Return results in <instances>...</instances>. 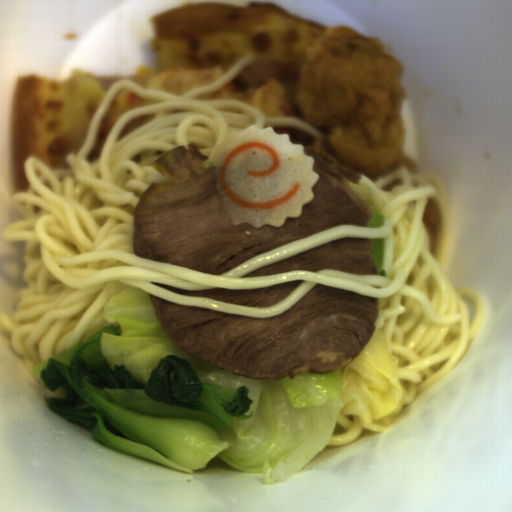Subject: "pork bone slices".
Masks as SVG:
<instances>
[{
	"label": "pork bone slices",
	"mask_w": 512,
	"mask_h": 512,
	"mask_svg": "<svg viewBox=\"0 0 512 512\" xmlns=\"http://www.w3.org/2000/svg\"><path fill=\"white\" fill-rule=\"evenodd\" d=\"M314 158L320 178L314 198L300 217L281 227L234 225L223 206L216 183V166L204 167L209 155L198 145H178L163 152L152 167L165 179L181 185L153 182L133 211L134 255L219 275L260 253L341 224L368 227L373 218L367 202L349 186L361 173L338 164L325 152L304 148Z\"/></svg>",
	"instance_id": "obj_1"
},
{
	"label": "pork bone slices",
	"mask_w": 512,
	"mask_h": 512,
	"mask_svg": "<svg viewBox=\"0 0 512 512\" xmlns=\"http://www.w3.org/2000/svg\"><path fill=\"white\" fill-rule=\"evenodd\" d=\"M148 295L165 335L181 351L248 379L275 382L343 369L369 344L380 316V298L320 283L272 318L224 314Z\"/></svg>",
	"instance_id": "obj_2"
},
{
	"label": "pork bone slices",
	"mask_w": 512,
	"mask_h": 512,
	"mask_svg": "<svg viewBox=\"0 0 512 512\" xmlns=\"http://www.w3.org/2000/svg\"><path fill=\"white\" fill-rule=\"evenodd\" d=\"M370 239L343 238L286 260L262 267L243 277L275 275L294 270H338L356 275H378Z\"/></svg>",
	"instance_id": "obj_3"
},
{
	"label": "pork bone slices",
	"mask_w": 512,
	"mask_h": 512,
	"mask_svg": "<svg viewBox=\"0 0 512 512\" xmlns=\"http://www.w3.org/2000/svg\"><path fill=\"white\" fill-rule=\"evenodd\" d=\"M303 281L304 280L292 281L270 286L265 289L254 290H229L222 288L207 290H183L168 286L163 283H150L156 284L164 289L184 296L208 297L213 300L229 302L251 308H269L284 300L292 291L301 285Z\"/></svg>",
	"instance_id": "obj_4"
}]
</instances>
